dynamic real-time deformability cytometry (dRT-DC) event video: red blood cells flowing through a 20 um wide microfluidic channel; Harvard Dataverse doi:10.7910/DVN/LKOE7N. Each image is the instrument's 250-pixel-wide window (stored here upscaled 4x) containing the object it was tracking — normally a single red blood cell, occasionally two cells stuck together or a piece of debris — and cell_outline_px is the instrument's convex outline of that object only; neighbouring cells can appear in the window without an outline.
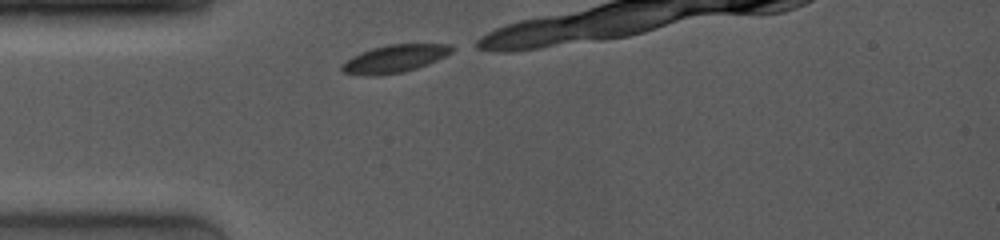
{"species": "common noctule bat (a hibernating species)", "species_latin": "Nyctalus noctula", "temperature_condition": "room temperature", "stored_images_in_passage": 5, "camera_frame_rate_fps": 4000, "um_per_image_px": 0.085, "animal": {"sex": "female", "body_mass_g": 19.0, "forearm_length_mm": 53.3}, "frame": {"image": 1, "passage_image": 1, "time_ms": 0.0, "image_size_px": [1000, 240], "cell_outline_px": [[460, 48], [428, 64], [404, 72], [376, 76], [368, 76], [340, 72], [340, 64], [352, 56], [372, 48], [388, 44], [452, 44]], "centroid_in_image_um": [33.55, 4.99], "position_along_channel_um": 51.5, "area_um2": 18.03}}